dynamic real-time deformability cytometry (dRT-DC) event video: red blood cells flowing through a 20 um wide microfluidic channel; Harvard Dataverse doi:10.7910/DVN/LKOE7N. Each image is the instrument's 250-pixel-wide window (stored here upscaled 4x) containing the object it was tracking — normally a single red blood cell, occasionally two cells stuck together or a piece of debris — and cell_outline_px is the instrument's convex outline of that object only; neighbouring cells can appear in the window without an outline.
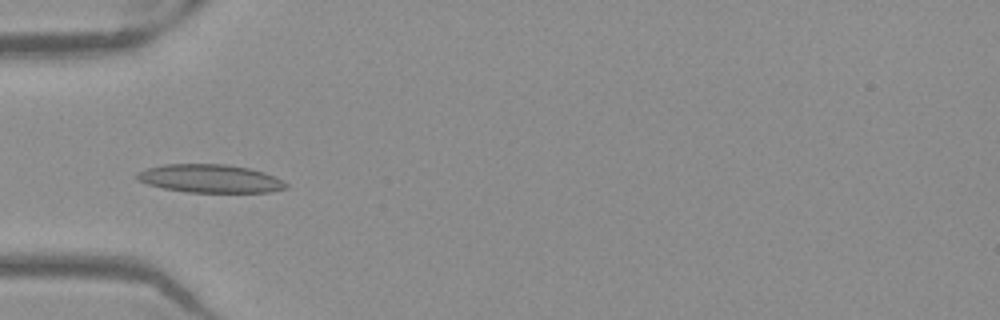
{"species": "Egyptian fruit bat (a non-hibernating species)", "species_latin": "Rousettus aegyptiacus", "temperature_condition": "warm", "stored_images_in_passage": 38, "camera_frame_rate_fps": 3000, "um_per_image_px": 0.085, "frame": {"image": 1, "passage_image": 3, "time_ms": 0.667, "image_size_px": [1000, 320], "cell_outline_px": [[288, 188], [268, 192], [188, 192], [164, 188], [148, 184], [136, 180], [136, 172], [148, 168], [164, 164], [224, 164], [248, 168], [264, 172], [284, 180], [288, 184]], "centroid_in_image_um": [17.87, 15.18], "position_along_channel_um": 67.1, "area_um2": 24.51}}
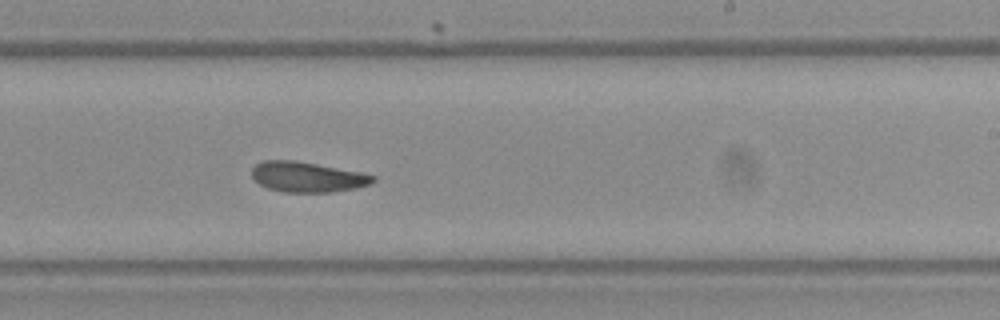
{"frame": {"image": 2, "passage_image": 18, "time_ms": 5.667, "image_size_px": [1000, 320], "cell_outline_px": [[376, 180], [372, 184], [356, 188], [332, 192], [284, 192], [268, 188], [260, 184], [252, 176], [252, 168], [256, 164], [264, 160], [296, 160], [360, 172], [376, 176]], "centroid_in_image_um": [26.15, 15.04], "position_along_channel_um": 262.9, "area_um2": 21.39}}
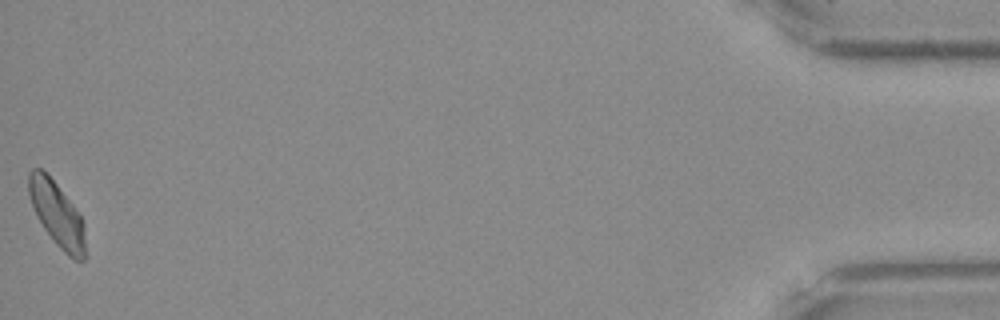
{"frame": {"image": 3, "passage_image": 38, "time_ms": 12.333, "image_size_px": [1000, 320], "cell_outline_px": [[84, 260], [72, 260], [56, 244], [44, 228], [36, 216], [28, 192], [28, 172], [32, 168], [40, 168], [56, 184], [72, 204], [80, 216], [84, 224]], "centroid_in_image_um": [4.82, 18.21], "position_along_channel_um": 430.4, "area_um2": 20.87}, "authors_computed_cell_mechanics": {"area_um2": 21.9351, "velocity_mm_per_s": 3.9203, "shape_relaxation_time_tau1_ms": 9.313, "shape_relaxation_time_tau2_ms": 2.2932, "deformation_change_tau1": 0.1662, "deformation_change_tau2": 0.0769}}